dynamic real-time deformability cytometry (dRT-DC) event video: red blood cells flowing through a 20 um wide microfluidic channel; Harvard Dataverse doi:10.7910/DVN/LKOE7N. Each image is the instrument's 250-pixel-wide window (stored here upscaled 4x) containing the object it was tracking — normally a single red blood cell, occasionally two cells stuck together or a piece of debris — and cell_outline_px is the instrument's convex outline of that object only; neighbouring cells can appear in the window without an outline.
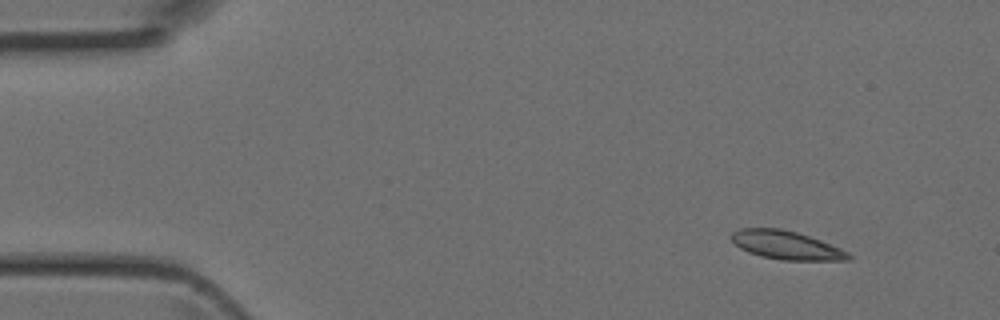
{"species": "Egyptian fruit bat (a non-hibernating species)", "species_latin": "Rousettus aegyptiacus", "temperature_condition": "room temperature", "stored_images_in_passage": 5, "camera_frame_rate_fps": 3000, "um_per_image_px": 0.085, "animal": {"sex": "female"}, "frame": {"image": 1, "passage_image": 5, "time_ms": 1.333, "image_size_px": [1000, 320], "cell_outline_px": [[852, 256], [848, 260], [784, 260], [760, 256], [748, 252], [740, 248], [732, 240], [732, 232], [740, 228], [780, 228], [796, 232], [820, 240], [840, 248], [848, 252]], "centroid_in_image_um": [66.82, 20.84], "position_along_channel_um": 18.2, "area_um2": 19.25}}